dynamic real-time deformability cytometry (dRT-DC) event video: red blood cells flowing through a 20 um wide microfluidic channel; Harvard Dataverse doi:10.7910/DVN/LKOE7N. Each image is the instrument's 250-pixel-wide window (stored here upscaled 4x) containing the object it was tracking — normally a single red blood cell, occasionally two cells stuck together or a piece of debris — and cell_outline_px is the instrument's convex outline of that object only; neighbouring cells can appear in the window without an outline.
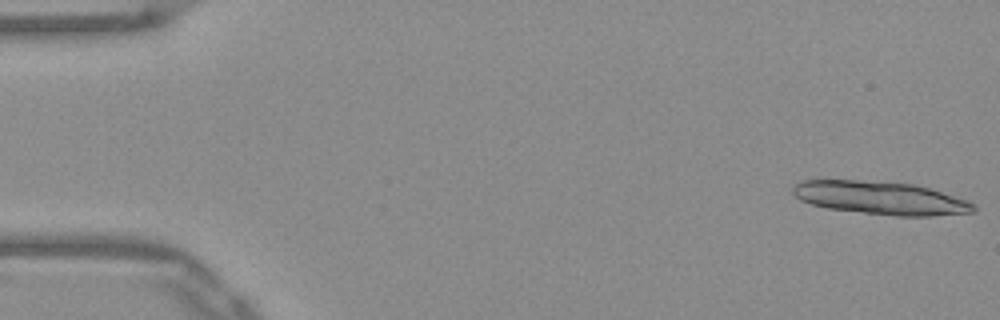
{"species": "Egyptian fruit bat (a non-hibernating species)", "species_latin": "Rousettus aegyptiacus", "temperature_condition": "warm", "stored_images_in_passage": 13, "camera_frame_rate_fps": 3000, "um_per_image_px": 0.085, "frame": {"image": 1, "passage_image": 1, "time_ms": 0.0, "image_size_px": [1000, 320], "cell_outline_px": [[976, 212], [932, 216], [896, 216], [828, 208], [812, 204], [800, 200], [792, 192], [792, 188], [800, 180], [856, 180], [912, 184], [928, 188], [968, 200], [976, 204]], "centroid_in_image_um": [74.88, 16.83], "position_along_channel_um": 10.1, "area_um2": 34.68}}